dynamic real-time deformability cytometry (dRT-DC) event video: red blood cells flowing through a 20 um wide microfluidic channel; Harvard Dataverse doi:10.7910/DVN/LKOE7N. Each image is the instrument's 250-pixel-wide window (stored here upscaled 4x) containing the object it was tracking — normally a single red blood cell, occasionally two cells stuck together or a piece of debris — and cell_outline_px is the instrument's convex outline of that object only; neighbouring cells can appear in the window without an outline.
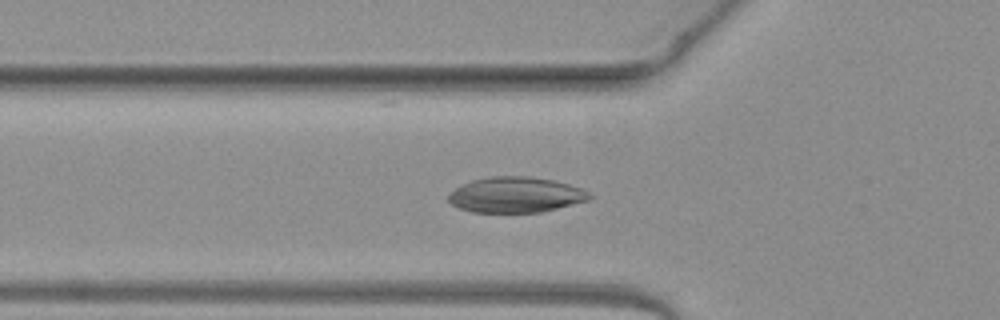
{"species": "common noctule bat (a hibernating species)", "species_latin": "Nyctalus noctula", "temperature_condition": "warm", "stored_images_in_passage": 48, "camera_frame_rate_fps": 3000, "um_per_image_px": 0.085, "animal": {"sex": "female", "body_mass_g": 19.3, "forearm_length_mm": 54.1}, "frame": {"image": 1, "passage_image": 15, "time_ms": 4.667, "image_size_px": [1000, 320], "cell_outline_px": [[592, 196], [588, 200], [540, 212], [472, 212], [460, 208], [452, 204], [448, 200], [448, 196], [456, 188], [472, 180], [492, 176], [528, 176], [552, 180], [568, 184], [592, 192]], "centroid_in_image_um": [43.85, 16.55], "position_along_channel_um": 82.0, "area_um2": 28.9}}
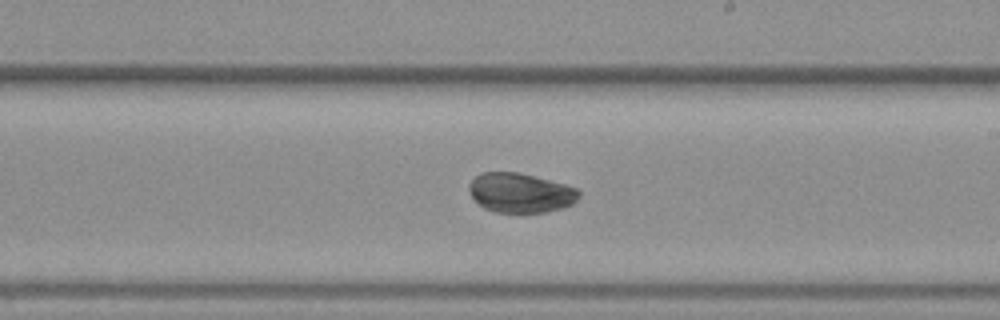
{"frame": {"image": 2, "passage_image": 27, "time_ms": 8.667, "image_size_px": [1000, 320], "cell_outline_px": [[580, 196], [572, 204], [564, 208], [548, 212], [496, 212], [484, 208], [468, 192], [468, 184], [476, 176], [484, 172], [520, 172], [564, 184], [576, 188], [580, 192]], "centroid_in_image_um": [44.25, 16.39], "position_along_channel_um": 244.8, "area_um2": 25.32}}
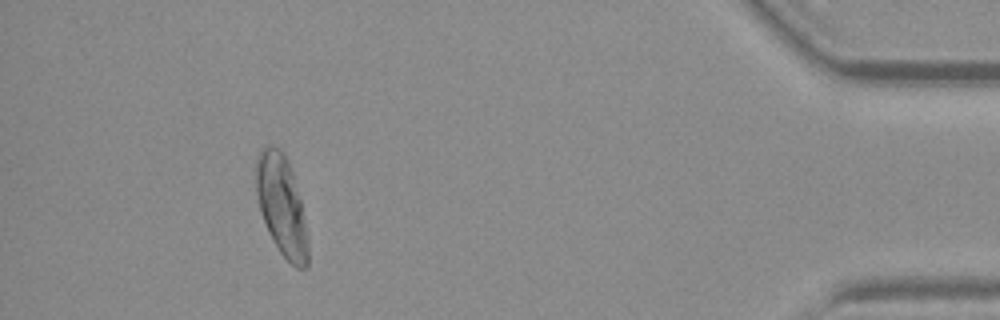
{"frame": {"image": 3, "passage_image": 44, "time_ms": 14.333, "image_size_px": [1000, 320], "cell_outline_px": [[308, 264], [304, 268], [296, 268], [280, 252], [268, 232], [260, 212], [256, 196], [256, 156], [260, 148], [264, 144], [272, 144], [280, 148], [288, 160], [292, 172], [300, 200], [308, 244]], "centroid_in_image_um": [23.89, 17.4], "position_along_channel_um": 411.3, "area_um2": 30.29}, "authors_computed_cell_mechanics": {"area_um2": 27.8307, "velocity_mm_per_s": 4.0474, "shape_relaxation_time_tau1_ms": 2.8102, "shape_relaxation_time_tau2_ms": null, "deformation_change_tau1": 0.1158, "deformation_change_tau2": null}}